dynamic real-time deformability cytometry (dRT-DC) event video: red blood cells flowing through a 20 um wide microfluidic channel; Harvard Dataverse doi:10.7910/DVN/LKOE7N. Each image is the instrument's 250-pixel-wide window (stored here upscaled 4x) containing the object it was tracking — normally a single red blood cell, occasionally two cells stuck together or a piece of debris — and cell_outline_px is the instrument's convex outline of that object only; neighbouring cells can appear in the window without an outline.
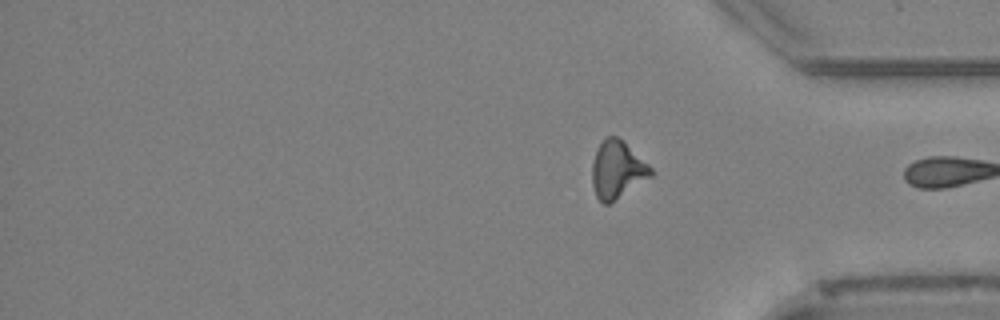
{"species": "Egyptian fruit bat (a non-hibernating species)", "species_latin": "Rousettus aegyptiacus", "temperature_condition": "cold", "stored_images_in_passage": 55, "camera_frame_rate_fps": 3000, "um_per_image_px": 0.085, "animal": {"sex": "female"}, "frame": {"image": 1, "passage_image": 55, "time_ms": 18.0, "image_size_px": [1000, 320], "cell_outline_px": [[652, 176], [608, 204], [604, 204], [596, 196], [592, 184], [592, 160], [596, 148], [608, 136], [616, 136], [624, 140], [652, 168]], "centroid_in_image_um": [52.45, 14.4], "position_along_channel_um": 382.7, "area_um2": 19.59}}